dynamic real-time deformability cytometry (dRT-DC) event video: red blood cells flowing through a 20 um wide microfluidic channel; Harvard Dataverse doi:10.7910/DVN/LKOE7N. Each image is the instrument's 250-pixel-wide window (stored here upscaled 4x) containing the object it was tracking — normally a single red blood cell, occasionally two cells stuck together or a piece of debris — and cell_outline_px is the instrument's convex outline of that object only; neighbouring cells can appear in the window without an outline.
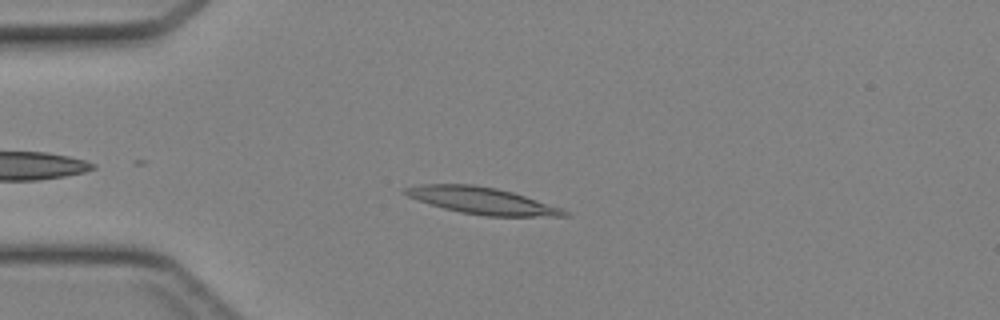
{"species": "Egyptian fruit bat (a non-hibernating species)", "species_latin": "Rousettus aegyptiacus", "temperature_condition": "cold", "stored_images_in_passage": 34, "camera_frame_rate_fps": 3000, "um_per_image_px": 0.085, "animal": {"sex": "female"}, "frame": {"image": 1, "passage_image": 6, "time_ms": 1.667, "image_size_px": [1000, 320], "cell_outline_px": [[568, 216], [488, 216], [460, 212], [444, 208], [408, 196], [404, 192], [404, 188], [420, 184], [472, 184], [496, 188], [512, 192], [560, 208], [568, 212]], "centroid_in_image_um": [40.95, 17.05], "position_along_channel_um": 44.1, "area_um2": 24.22}}
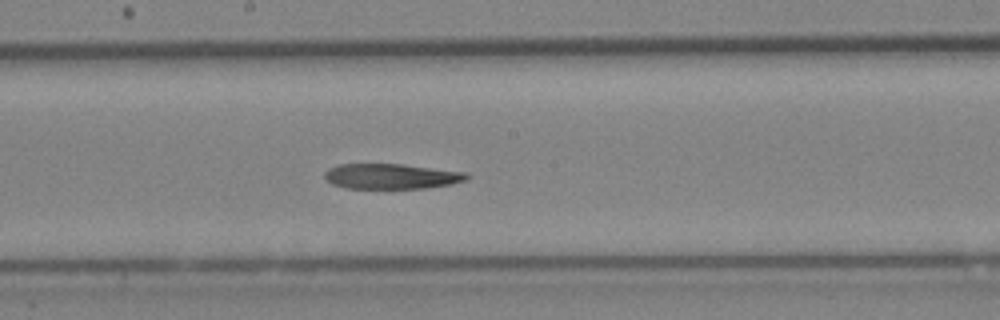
{"frame": {"image": 2, "passage_image": 19, "time_ms": 6.0, "image_size_px": [1000, 320], "cell_outline_px": [[472, 176], [468, 180], [452, 184], [424, 188], [344, 188], [332, 184], [324, 176], [324, 172], [328, 168], [340, 164], [400, 164], [464, 172]], "centroid_in_image_um": [33.27, 14.99], "position_along_channel_um": 214.9, "area_um2": 20.87}}
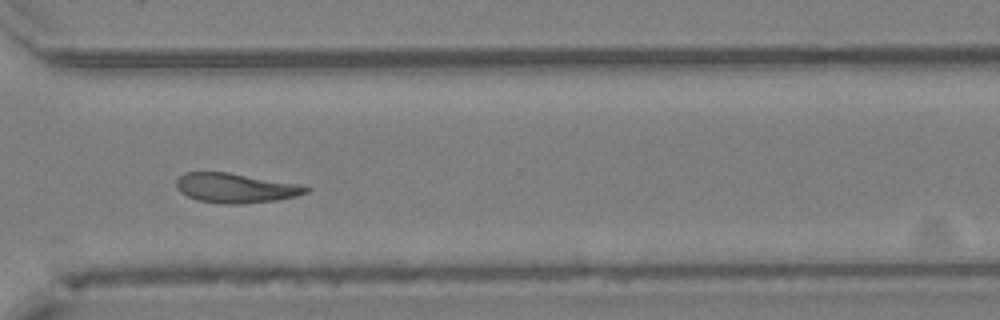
{"frame": {"image": 3, "passage_image": 28, "time_ms": 9.0, "image_size_px": [1000, 320], "cell_outline_px": [[312, 188], [308, 192], [296, 196], [276, 200], [240, 204], [224, 204], [196, 200], [180, 192], [176, 188], [176, 180], [184, 172], [228, 172], [300, 184]], "centroid_in_image_um": [20.02, 15.98], "position_along_channel_um": 350.6, "area_um2": 22.48}}